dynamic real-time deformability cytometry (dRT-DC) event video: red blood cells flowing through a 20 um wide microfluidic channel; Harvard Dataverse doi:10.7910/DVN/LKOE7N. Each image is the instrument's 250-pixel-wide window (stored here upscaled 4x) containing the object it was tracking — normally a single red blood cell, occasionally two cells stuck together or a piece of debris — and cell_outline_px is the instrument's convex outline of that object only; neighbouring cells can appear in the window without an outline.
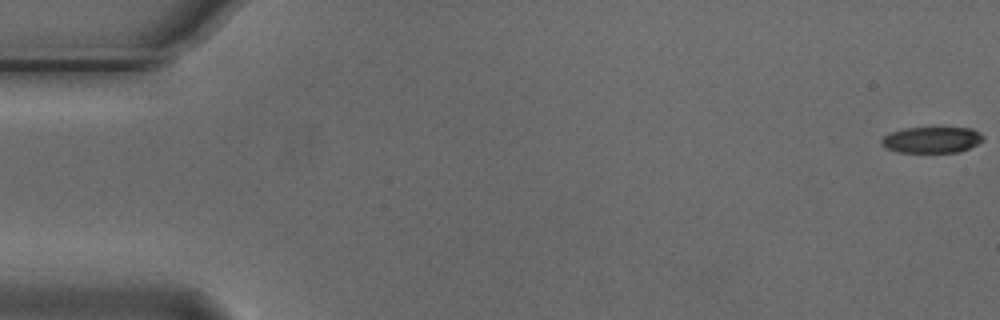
{"species": "Egyptian fruit bat (a non-hibernating species)", "species_latin": "Rousettus aegyptiacus", "temperature_condition": "cold", "stored_images_in_passage": 5, "camera_frame_rate_fps": 3000, "um_per_image_px": 0.085, "animal": {"sex": "male"}, "frame": {"image": 1, "passage_image": 1, "time_ms": 0.0, "image_size_px": [1000, 320], "cell_outline_px": [[984, 140], [968, 148], [956, 152], [896, 152], [884, 148], [880, 144], [880, 140], [884, 136], [892, 132], [904, 128], [932, 124], [940, 124], [972, 128], [980, 132], [984, 136]], "centroid_in_image_um": [79.2, 11.81], "position_along_channel_um": 5.8, "area_um2": 16.59}}
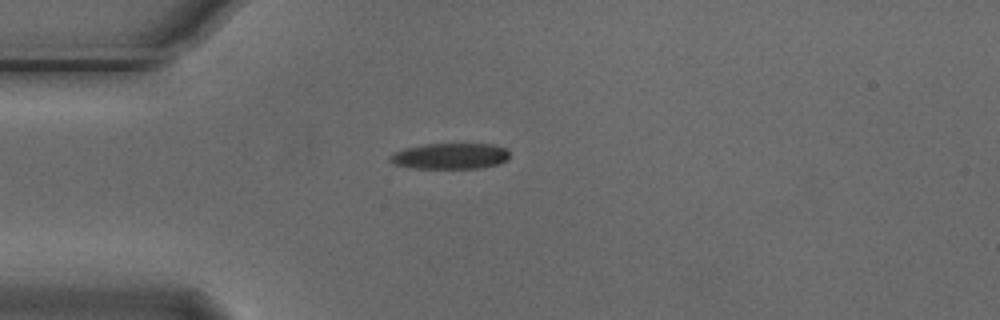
{"frame": {"image": 2, "passage_image": 5, "time_ms": 1.333, "image_size_px": [1000, 320], "cell_outline_px": [[508, 160], [500, 164], [480, 168], [416, 168], [396, 164], [388, 160], [388, 156], [404, 148], [424, 144], [492, 144], [504, 148], [508, 152]], "centroid_in_image_um": [38.27, 13.27], "position_along_channel_um": 46.7, "area_um2": 17.98}}